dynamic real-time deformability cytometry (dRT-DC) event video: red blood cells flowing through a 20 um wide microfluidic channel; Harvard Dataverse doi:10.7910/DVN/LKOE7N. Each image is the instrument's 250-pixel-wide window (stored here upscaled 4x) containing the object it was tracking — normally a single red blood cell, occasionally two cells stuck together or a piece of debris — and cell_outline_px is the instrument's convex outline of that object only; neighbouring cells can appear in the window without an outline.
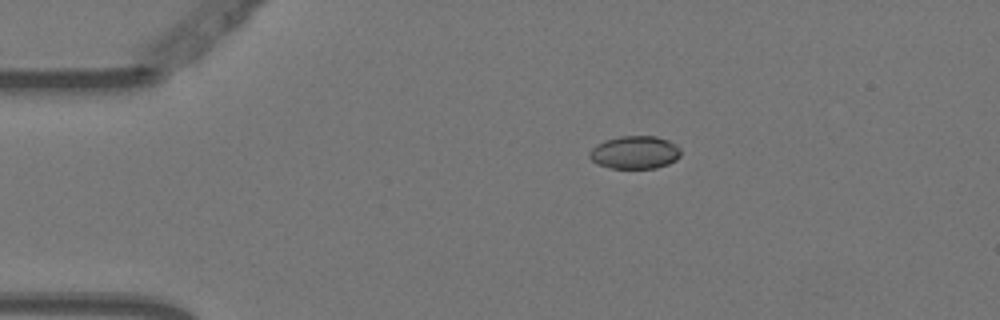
{"species": "Egyptian fruit bat (a non-hibernating species)", "species_latin": "Rousettus aegyptiacus", "temperature_condition": "warm", "stored_images_in_passage": 3, "camera_frame_rate_fps": 3000, "um_per_image_px": 0.085, "animal": {"sex": "female"}, "frame": {"image": 1, "passage_image": 2, "time_ms": 0.333, "image_size_px": [1000, 320], "cell_outline_px": [[680, 156], [676, 160], [668, 164], [656, 168], [612, 168], [596, 164], [588, 156], [588, 152], [596, 144], [604, 140], [620, 136], [656, 136], [668, 140], [676, 144], [680, 148]], "centroid_in_image_um": [53.95, 12.95], "position_along_channel_um": 31.1, "area_um2": 17.69}}